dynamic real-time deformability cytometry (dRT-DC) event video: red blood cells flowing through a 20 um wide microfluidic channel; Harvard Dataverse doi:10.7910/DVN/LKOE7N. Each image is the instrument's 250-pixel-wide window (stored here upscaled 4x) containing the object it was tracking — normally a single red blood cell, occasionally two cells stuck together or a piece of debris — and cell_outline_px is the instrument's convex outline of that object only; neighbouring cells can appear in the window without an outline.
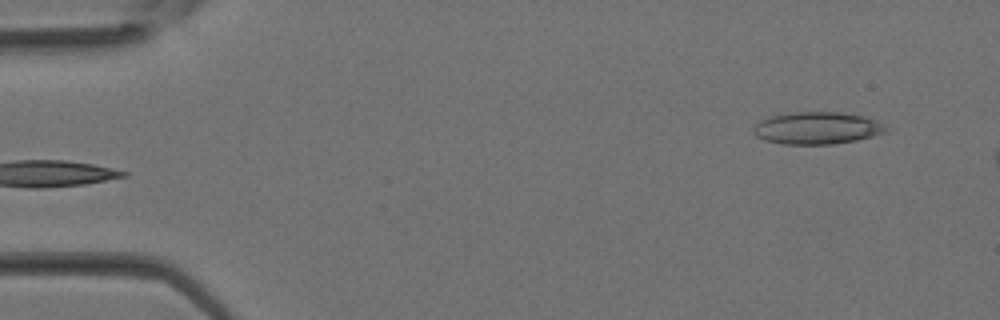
{"species": "Egyptian fruit bat (a non-hibernating species)", "species_latin": "Rousettus aegyptiacus", "temperature_condition": "room temperature", "stored_images_in_passage": 5, "camera_frame_rate_fps": 3000, "um_per_image_px": 0.085, "animal": {"sex": "female"}, "frame": {"image": 1, "passage_image": 1, "time_ms": 0.0, "image_size_px": [1000, 320], "cell_outline_px": [[896, 128], [888, 132], [856, 140], [832, 144], [784, 144], [764, 140], [756, 136], [752, 132], [752, 128], [760, 120], [772, 116], [788, 112], [840, 112], [864, 116], [876, 120]], "centroid_in_image_um": [69.52, 10.88], "position_along_channel_um": 15.5, "area_um2": 25.32}}